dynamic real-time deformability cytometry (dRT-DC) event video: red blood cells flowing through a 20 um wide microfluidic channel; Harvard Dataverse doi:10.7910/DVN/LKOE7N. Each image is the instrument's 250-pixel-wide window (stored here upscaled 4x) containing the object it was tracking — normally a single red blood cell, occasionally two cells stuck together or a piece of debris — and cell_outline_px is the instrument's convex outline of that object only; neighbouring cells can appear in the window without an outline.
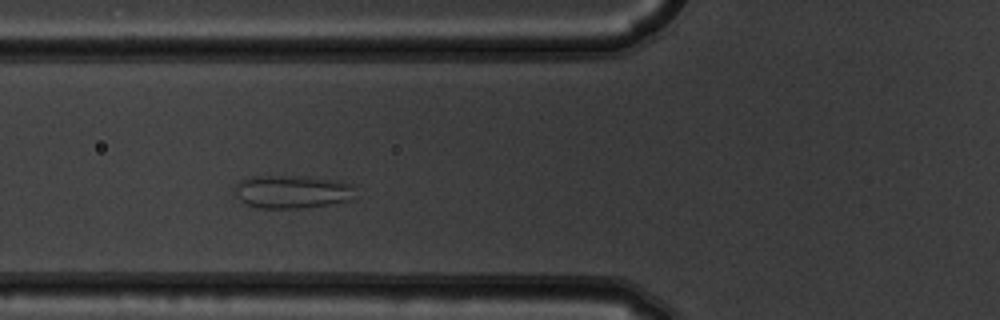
{"species": "common noctule bat (a hibernating species)", "species_latin": "Nyctalus noctula", "temperature_condition": "warm", "stored_images_in_passage": 4, "camera_frame_rate_fps": 3000, "um_per_image_px": 0.085, "animal": {"sex": "male", "body_mass_g": 19.5, "forearm_length_mm": 54.6}, "frame": {"image": 1, "passage_image": 3, "time_ms": 0.667, "image_size_px": [1000, 320], "cell_outline_px": [[356, 184], [348, 200], [328, 204], [304, 208], [260, 208], [244, 204], [236, 196], [236, 184], [240, 180], [252, 176], [308, 176], [340, 180]], "centroid_in_image_um": [24.82, 16.28], "position_along_channel_um": 101.0, "area_um2": 23.41}}
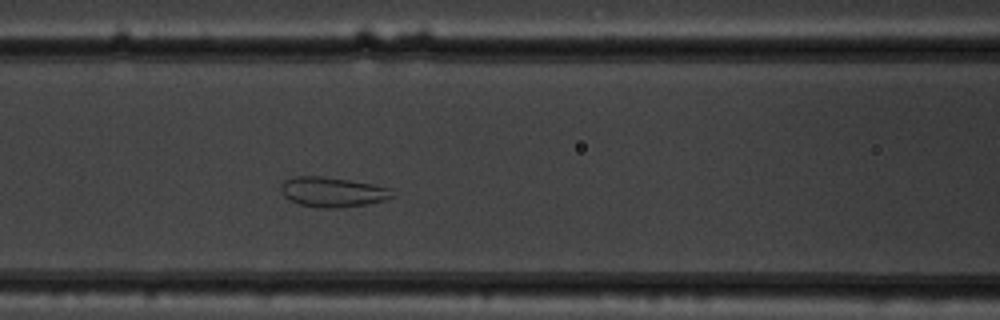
{"frame": {"image": 2, "passage_image": 4, "time_ms": 1.0, "image_size_px": [1000, 320], "cell_outline_px": [[392, 196], [384, 200], [368, 204], [340, 208], [320, 208], [300, 204], [288, 200], [280, 192], [280, 184], [284, 180], [292, 176], [324, 176], [372, 184], [388, 188]], "centroid_in_image_um": [28.17, 16.32], "position_along_channel_um": 138.4, "area_um2": 19.42}}